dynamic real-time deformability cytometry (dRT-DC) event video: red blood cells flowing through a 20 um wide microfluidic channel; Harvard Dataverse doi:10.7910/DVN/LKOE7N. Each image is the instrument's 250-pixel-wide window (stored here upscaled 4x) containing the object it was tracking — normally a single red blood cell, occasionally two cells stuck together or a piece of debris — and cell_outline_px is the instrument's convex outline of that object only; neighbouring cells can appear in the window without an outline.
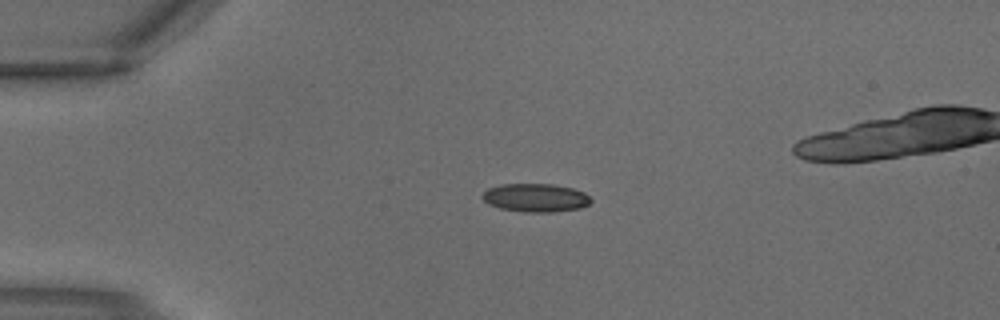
{"species": "common noctule bat (a hibernating species)", "species_latin": "Nyctalus noctula", "temperature_condition": "warm", "stored_images_in_passage": 5, "camera_frame_rate_fps": 3000, "um_per_image_px": 0.085, "animal": {"sex": "male", "body_mass_g": 18.8}, "frame": {"image": 1, "passage_image": 2, "time_ms": 0.333, "image_size_px": [1000, 320], "cell_outline_px": [[592, 200], [588, 204], [580, 208], [552, 212], [524, 212], [500, 208], [488, 204], [480, 196], [488, 188], [504, 184], [552, 184], [572, 188], [584, 192]], "centroid_in_image_um": [45.51, 16.81], "position_along_channel_um": 39.5, "area_um2": 17.86}}